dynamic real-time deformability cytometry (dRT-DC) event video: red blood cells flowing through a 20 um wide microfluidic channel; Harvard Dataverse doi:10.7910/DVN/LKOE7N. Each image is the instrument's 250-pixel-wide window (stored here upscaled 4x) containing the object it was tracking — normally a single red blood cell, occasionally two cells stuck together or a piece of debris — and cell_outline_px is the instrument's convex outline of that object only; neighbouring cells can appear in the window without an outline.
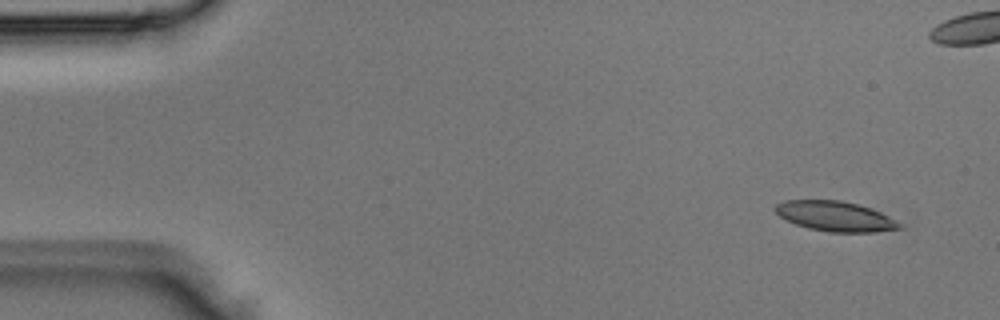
{"species": "Egyptian fruit bat (a non-hibernating species)", "species_latin": "Rousettus aegyptiacus", "temperature_condition": "room temperature", "stored_images_in_passage": 3, "camera_frame_rate_fps": 3000, "um_per_image_px": 0.085, "animal": {"sex": "male"}, "frame": {"image": 1, "passage_image": 1, "time_ms": 0.0, "image_size_px": [1000, 320], "cell_outline_px": [[904, 228], [876, 232], [828, 232], [808, 228], [784, 220], [772, 208], [776, 204], [784, 200], [840, 200], [872, 208], [904, 224]], "centroid_in_image_um": [71.0, 18.39], "position_along_channel_um": 14.0, "area_um2": 21.96}}